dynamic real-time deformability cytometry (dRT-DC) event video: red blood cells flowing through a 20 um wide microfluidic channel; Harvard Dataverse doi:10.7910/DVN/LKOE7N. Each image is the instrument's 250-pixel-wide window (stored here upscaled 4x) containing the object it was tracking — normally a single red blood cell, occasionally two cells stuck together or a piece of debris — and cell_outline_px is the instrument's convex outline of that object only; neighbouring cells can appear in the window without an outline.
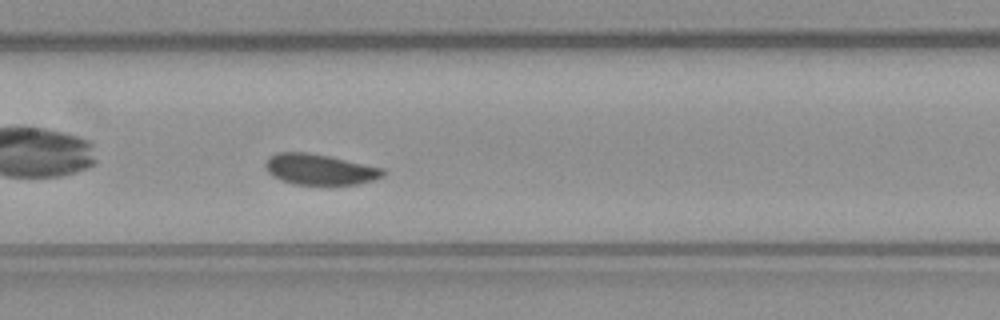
{"species": "common noctule bat (a hibernating species)", "species_latin": "Nyctalus noctula", "temperature_condition": "warm", "stored_images_in_passage": 49, "camera_frame_rate_fps": 3000, "um_per_image_px": 0.085, "animal": {"sex": "male", "body_mass_g": 23.1, "forearm_length_mm": 52.7}, "frame": {"image": 1, "passage_image": 22, "time_ms": 7.0, "image_size_px": [1000, 320], "cell_outline_px": [[384, 176], [372, 180], [356, 184], [292, 184], [280, 180], [272, 176], [268, 172], [264, 164], [268, 156], [276, 152], [308, 152], [328, 156], [384, 168]], "centroid_in_image_um": [27.12, 14.39], "position_along_channel_um": 180.3, "area_um2": 21.04}}